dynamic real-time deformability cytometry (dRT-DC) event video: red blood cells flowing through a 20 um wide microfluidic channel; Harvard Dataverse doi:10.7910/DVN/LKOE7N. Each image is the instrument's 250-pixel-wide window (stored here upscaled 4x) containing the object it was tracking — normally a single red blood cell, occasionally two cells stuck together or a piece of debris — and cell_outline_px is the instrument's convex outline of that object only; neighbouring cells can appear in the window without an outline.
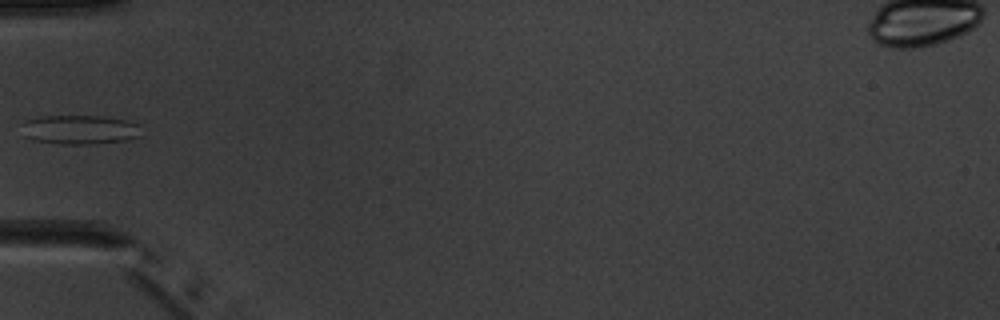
{"species": "common noctule bat (a hibernating species)", "species_latin": "Nyctalus noctula", "temperature_condition": "warm", "stored_images_in_passage": 4, "camera_frame_rate_fps": 3000, "um_per_image_px": 0.085, "animal": {"sex": "male", "body_mass_g": 20.1, "forearm_length_mm": 53.5}, "frame": {"image": 1, "passage_image": 3, "time_ms": 5.0, "image_size_px": [1000, 320], "cell_outline_px": [[144, 136], [124, 140], [96, 144], [60, 144], [32, 140], [24, 136], [24, 120], [40, 116], [100, 116], [128, 120], [136, 124]], "centroid_in_image_um": [6.79, 11.02], "position_along_channel_um": 78.2, "area_um2": 20.46}}
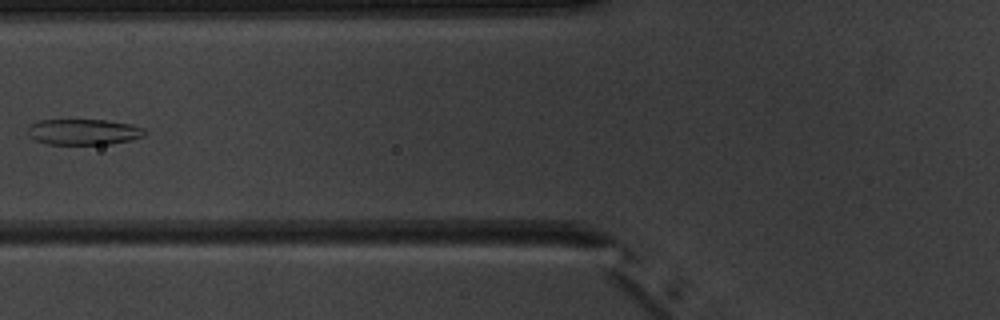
{"frame": {"image": 2, "passage_image": 4, "time_ms": 6.0, "image_size_px": [1000, 320], "cell_outline_px": [[148, 132], [144, 136], [132, 140], [112, 144], [48, 144], [36, 140], [28, 136], [28, 128], [32, 124], [40, 120], [104, 120], [132, 124], [144, 128]], "centroid_in_image_um": [7.16, 11.22], "position_along_channel_um": 118.6, "area_um2": 17.69}}